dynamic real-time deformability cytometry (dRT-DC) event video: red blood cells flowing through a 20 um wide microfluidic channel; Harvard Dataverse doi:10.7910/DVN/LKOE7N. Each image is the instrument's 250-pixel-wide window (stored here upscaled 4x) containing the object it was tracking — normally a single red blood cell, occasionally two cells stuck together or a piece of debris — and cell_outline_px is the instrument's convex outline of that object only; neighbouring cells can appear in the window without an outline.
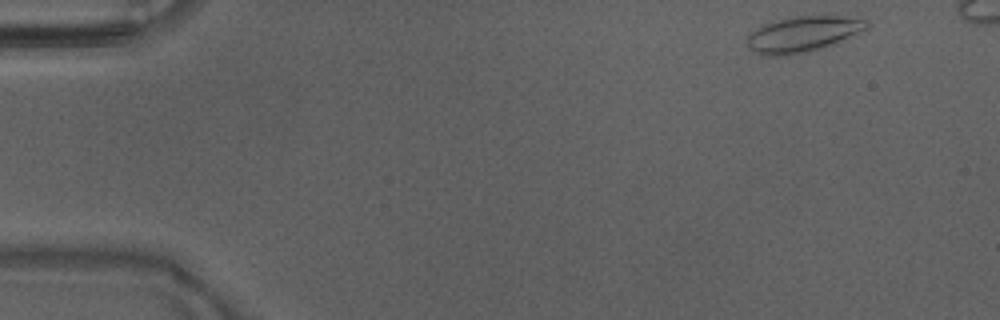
{"species": "Egyptian fruit bat (a non-hibernating species)", "species_latin": "Rousettus aegyptiacus", "temperature_condition": "warm", "stored_images_in_passage": 8, "camera_frame_rate_fps": 3000, "um_per_image_px": 0.085, "animal": {"sex": "male"}, "frame": {"image": 1, "passage_image": 1, "time_ms": 0.0, "image_size_px": [1000, 320], "cell_outline_px": [[868, 28], [832, 44], [804, 52], [784, 56], [764, 56], [752, 52], [748, 48], [748, 36], [756, 28], [764, 24], [776, 20], [796, 16], [856, 16], [868, 20]], "centroid_in_image_um": [68.23, 2.89], "position_along_channel_um": 16.8, "area_um2": 24.74}}